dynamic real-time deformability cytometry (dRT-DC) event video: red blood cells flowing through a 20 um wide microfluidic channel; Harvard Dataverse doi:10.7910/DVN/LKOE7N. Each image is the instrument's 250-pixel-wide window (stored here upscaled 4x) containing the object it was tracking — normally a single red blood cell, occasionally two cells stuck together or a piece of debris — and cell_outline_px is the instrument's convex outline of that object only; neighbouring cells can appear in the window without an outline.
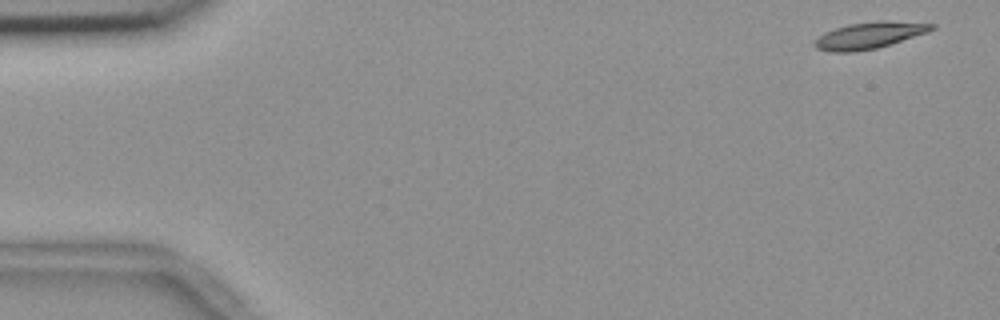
{"species": "common noctule bat (a hibernating species)", "species_latin": "Nyctalus noctula", "temperature_condition": "room temperature", "stored_images_in_passage": 54, "camera_frame_rate_fps": 3000, "um_per_image_px": 0.085, "animal": {"sex": "female", "body_mass_g": 18.4}, "frame": {"image": 1, "passage_image": 1, "time_ms": 0.0, "image_size_px": [1000, 320], "cell_outline_px": [[936, 28], [928, 32], [876, 48], [856, 52], [828, 52], [816, 48], [812, 44], [824, 32], [848, 24], [876, 20], [884, 20], [936, 24]], "centroid_in_image_um": [73.88, 3.0], "position_along_channel_um": 11.1, "area_um2": 18.15}}
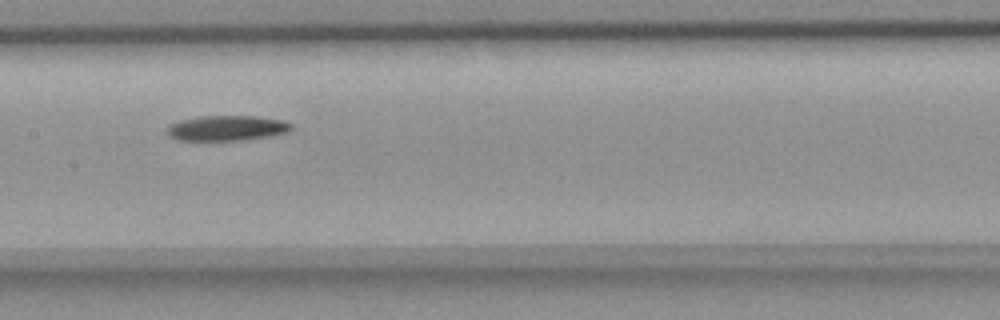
{"frame": {"image": 2, "passage_image": 26, "time_ms": 8.333, "image_size_px": [1000, 320], "cell_outline_px": [[292, 128], [288, 132], [272, 136], [248, 140], [176, 140], [168, 136], [168, 124], [180, 120], [196, 116], [256, 116], [284, 120], [292, 124]], "centroid_in_image_um": [19.29, 10.89], "position_along_channel_um": 188.1, "area_um2": 18.55}}
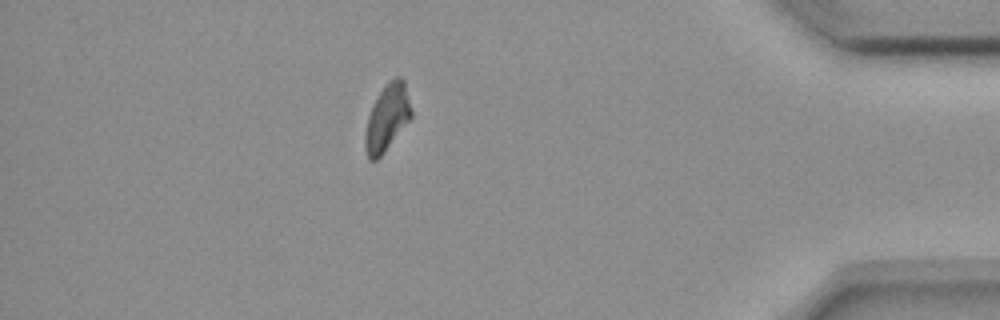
{"frame": {"image": 3, "passage_image": 47, "time_ms": 15.333, "image_size_px": [1000, 320], "cell_outline_px": [[412, 116], [384, 152], [376, 160], [368, 160], [364, 148], [364, 136], [368, 116], [384, 84], [388, 80], [396, 76], [400, 76], [404, 80], [412, 112]], "centroid_in_image_um": [32.89, 10.0], "position_along_channel_um": 402.3, "area_um2": 17.74}, "authors_computed_cell_mechanics": {"area_um2": 18.3804, "velocity_mm_per_s": 3.667, "shape_relaxation_time_tau1_ms": 5.0206, "shape_relaxation_time_tau2_ms": null, "deformation_change_tau1": 0.1596, "deformation_change_tau2": null}}